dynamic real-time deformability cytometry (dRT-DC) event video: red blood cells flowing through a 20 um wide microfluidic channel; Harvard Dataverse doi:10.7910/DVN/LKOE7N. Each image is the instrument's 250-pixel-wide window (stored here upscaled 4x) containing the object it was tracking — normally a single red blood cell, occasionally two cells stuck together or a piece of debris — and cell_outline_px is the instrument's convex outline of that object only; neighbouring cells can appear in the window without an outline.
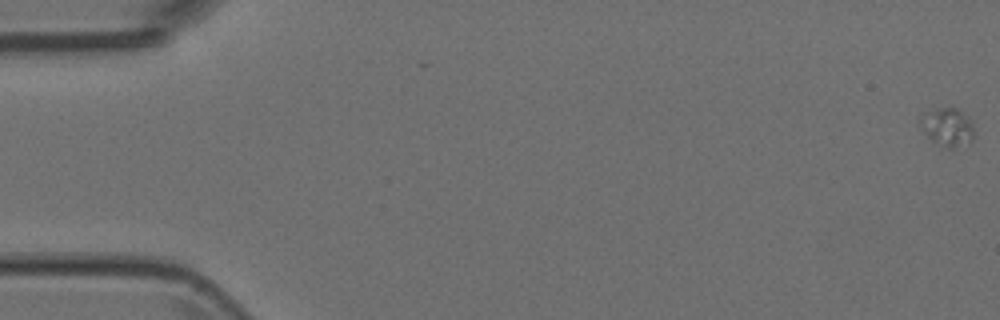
{"species": "Egyptian fruit bat (a non-hibernating species)", "species_latin": "Rousettus aegyptiacus", "temperature_condition": "room temperature", "stored_images_in_passage": 7, "camera_frame_rate_fps": 3000, "um_per_image_px": 0.085, "animal": {"sex": "female"}, "frame": {"image": 1, "passage_image": 1, "time_ms": 0.0, "image_size_px": [1000, 320], "cell_outline_px": [[976, 136], [972, 140], [952, 148], [948, 148], [932, 140], [920, 128], [920, 120], [924, 112], [940, 108], [956, 108], [968, 116], [972, 120]], "centroid_in_image_um": [80.57, 10.78], "position_along_channel_um": 4.4, "area_um2": 11.96}}